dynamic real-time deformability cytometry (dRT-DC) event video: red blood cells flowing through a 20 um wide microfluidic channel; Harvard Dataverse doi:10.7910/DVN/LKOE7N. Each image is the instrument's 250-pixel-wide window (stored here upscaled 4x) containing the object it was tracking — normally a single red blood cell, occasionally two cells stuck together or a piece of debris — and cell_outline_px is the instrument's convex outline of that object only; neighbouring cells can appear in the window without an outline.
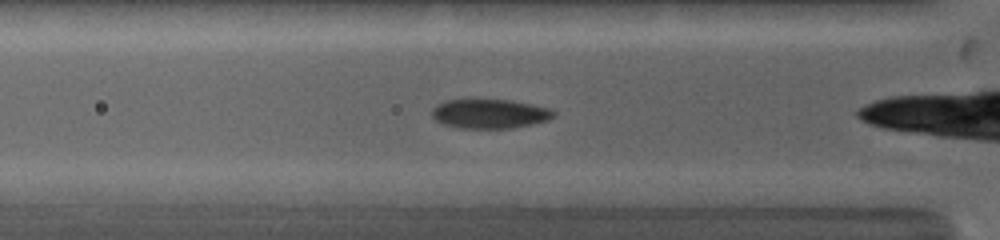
{"species": "common noctule bat (a hibernating species)", "species_latin": "Nyctalus noctula", "temperature_condition": "warm", "stored_images_in_passage": 27, "camera_frame_rate_fps": 5000, "um_per_image_px": 0.085, "animal": {"sex": "female", "body_mass_g": 19.0, "forearm_length_mm": 53.3}, "frame": {"image": 1, "passage_image": 3, "time_ms": 1.0, "image_size_px": [1000, 240], "cell_outline_px": [[556, 116], [548, 120], [532, 124], [512, 128], [456, 128], [440, 124], [432, 116], [432, 108], [436, 104], [444, 100], [468, 96], [476, 96], [512, 100], [552, 108], [556, 112]], "centroid_in_image_um": [41.57, 9.61], "position_along_channel_um": 84.2, "area_um2": 22.2}}
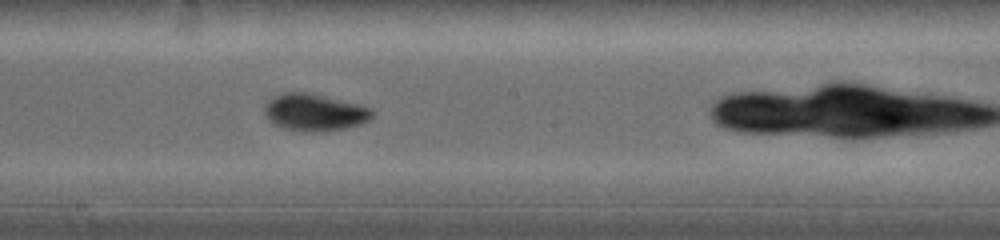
{"frame": {"image": 2, "passage_image": 12, "time_ms": 4.4, "image_size_px": [1000, 240], "cell_outline_px": [[372, 116], [368, 120], [360, 124], [348, 128], [328, 132], [296, 132], [280, 128], [272, 124], [264, 116], [264, 104], [272, 96], [280, 92], [308, 92], [372, 108]], "centroid_in_image_um": [26.64, 9.58], "position_along_channel_um": 221.6, "area_um2": 23.87}}
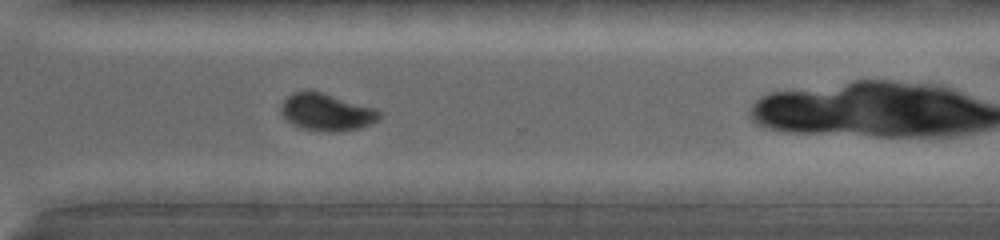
{"frame": {"image": 3, "passage_image": 19, "time_ms": 7.4, "image_size_px": [1000, 240], "cell_outline_px": [[384, 116], [360, 128], [336, 132], [324, 132], [300, 128], [292, 124], [280, 112], [280, 104], [292, 92], [308, 88], [376, 108], [384, 112]], "centroid_in_image_um": [27.75, 9.51], "position_along_channel_um": 342.8, "area_um2": 21.79}}